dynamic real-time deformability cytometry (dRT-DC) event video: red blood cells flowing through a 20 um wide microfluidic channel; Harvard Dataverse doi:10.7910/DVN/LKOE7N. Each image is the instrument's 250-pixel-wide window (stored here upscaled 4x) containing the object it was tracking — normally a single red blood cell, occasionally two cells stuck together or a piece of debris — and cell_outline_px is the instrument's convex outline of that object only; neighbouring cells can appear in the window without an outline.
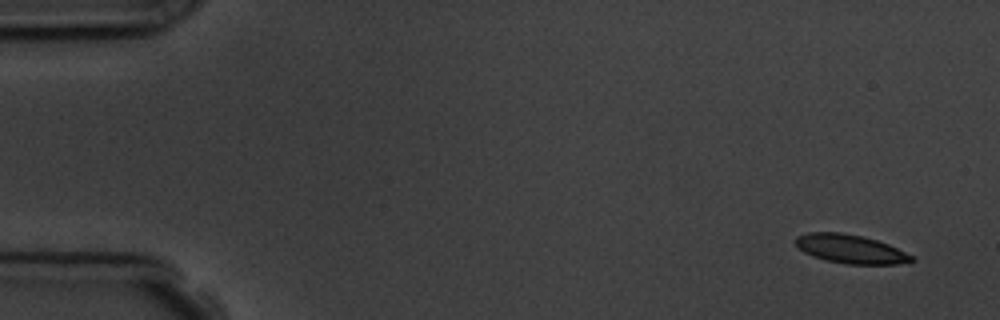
{"species": "common noctule bat (a hibernating species)", "species_latin": "Nyctalus noctula", "temperature_condition": "room temperature", "stored_images_in_passage": 6, "camera_frame_rate_fps": 3000, "um_per_image_px": 0.085, "animal": {"sex": "male", "body_mass_g": 19.5, "forearm_length_mm": 54.6}, "frame": {"image": 1, "passage_image": 1, "time_ms": 0.0, "image_size_px": [1000, 320], "cell_outline_px": [[916, 260], [896, 264], [848, 264], [828, 260], [812, 256], [804, 252], [792, 240], [796, 236], [808, 232], [840, 232], [860, 236], [876, 240], [888, 244], [912, 256]], "centroid_in_image_um": [72.24, 21.15], "position_along_channel_um": 12.8, "area_um2": 19.19}}
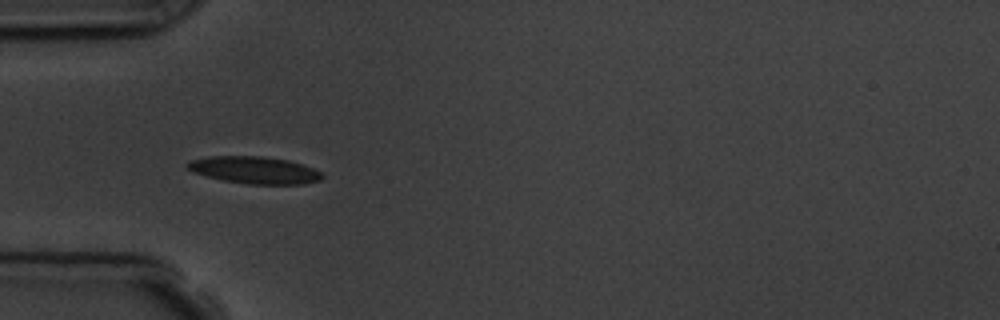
{"frame": {"image": 2, "passage_image": 5, "time_ms": 4.667, "image_size_px": [1000, 320], "cell_outline_px": [[324, 176], [320, 180], [304, 184], [248, 184], [224, 180], [192, 172], [184, 164], [188, 160], [208, 156], [264, 156], [288, 160], [304, 164], [320, 172]], "centroid_in_image_um": [21.61, 14.44], "position_along_channel_um": 63.4, "area_um2": 21.39}}